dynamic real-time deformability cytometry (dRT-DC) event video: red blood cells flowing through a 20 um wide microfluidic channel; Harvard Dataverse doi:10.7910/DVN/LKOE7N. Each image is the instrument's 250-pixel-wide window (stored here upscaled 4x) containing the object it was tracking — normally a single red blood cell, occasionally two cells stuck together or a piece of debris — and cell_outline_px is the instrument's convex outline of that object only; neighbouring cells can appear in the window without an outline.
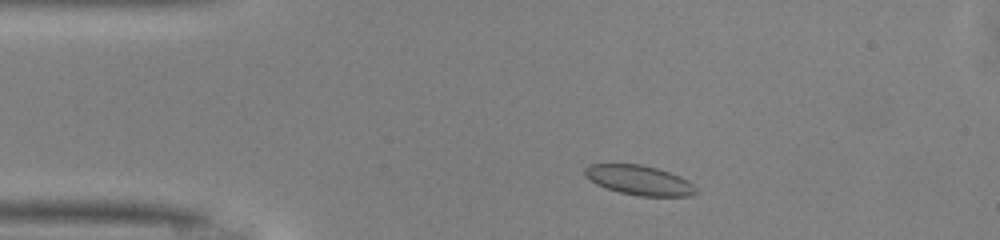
{"species": "common noctule bat (a hibernating species)", "species_latin": "Nyctalus noctula", "temperature_condition": "warm", "stored_images_in_passage": 44, "camera_frame_rate_fps": 3000, "um_per_image_px": 0.085, "animal": {"sex": "male", "body_mass_g": 13.0, "forearm_length_mm": 53.1}, "frame": {"image": 1, "passage_image": 4, "time_ms": 1.0, "image_size_px": [1000, 240], "cell_outline_px": [[696, 192], [688, 196], [640, 196], [620, 192], [596, 184], [584, 176], [584, 168], [588, 164], [640, 164], [656, 168], [680, 176], [688, 180], [696, 188]], "centroid_in_image_um": [54.3, 15.31], "position_along_channel_um": 30.7, "area_um2": 19.07}}
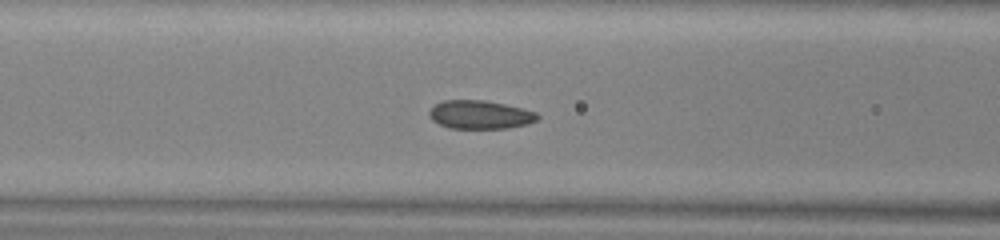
{"frame": {"image": 2, "passage_image": 14, "time_ms": 4.333, "image_size_px": [1000, 240], "cell_outline_px": [[540, 116], [536, 120], [528, 124], [508, 128], [448, 128], [432, 120], [428, 116], [428, 112], [436, 104], [444, 100], [484, 100], [504, 104], [536, 112]], "centroid_in_image_um": [40.79, 9.75], "position_along_channel_um": 125.8, "area_um2": 17.86}}
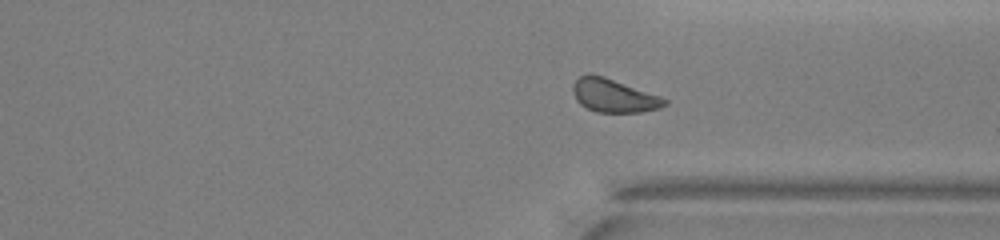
{"frame": {"image": 3, "passage_image": 31, "time_ms": 10.0, "image_size_px": [1000, 240], "cell_outline_px": [[668, 104], [660, 108], [640, 112], [596, 112], [580, 104], [576, 100], [572, 88], [572, 84], [580, 76], [588, 72], [604, 76], [660, 96], [668, 100]], "centroid_in_image_um": [52.15, 8.11], "position_along_channel_um": 359.2, "area_um2": 17.86}, "authors_computed_cell_mechanics": {"area_um2": 18.2648, "velocity_mm_per_s": 4.117, "shape_relaxation_time_tau1_ms": 5.6666, "shape_relaxation_time_tau2_ms": 1.6825, "deformation_change_tau1": 0.0827, "deformation_change_tau2": 0.0671}}